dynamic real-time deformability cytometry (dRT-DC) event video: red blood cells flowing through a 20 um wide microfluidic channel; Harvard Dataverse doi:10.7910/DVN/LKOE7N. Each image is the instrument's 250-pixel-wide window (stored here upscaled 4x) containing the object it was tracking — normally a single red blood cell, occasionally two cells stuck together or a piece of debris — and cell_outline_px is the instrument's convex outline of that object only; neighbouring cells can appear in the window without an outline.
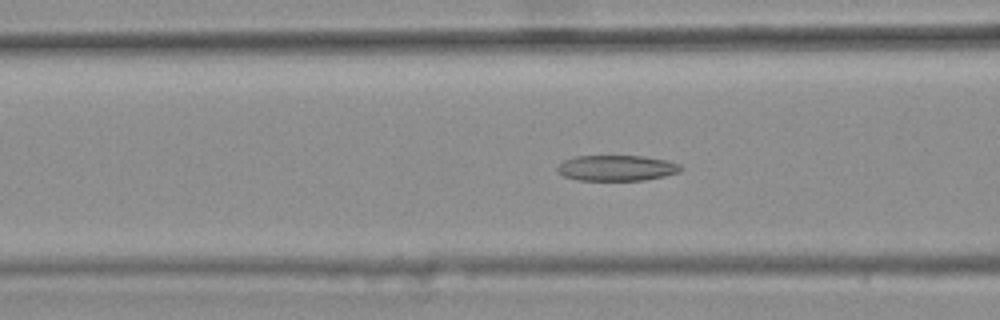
{"species": "common noctule bat (a hibernating species)", "species_latin": "Nyctalus noctula", "temperature_condition": "warm", "stored_images_in_passage": 46, "camera_frame_rate_fps": 3000, "um_per_image_px": 0.085, "animal": {"sex": "female", "body_mass_g": 25.1}, "frame": {"image": 1, "passage_image": 20, "time_ms": 6.333, "image_size_px": [1000, 320], "cell_outline_px": [[680, 172], [664, 176], [644, 180], [576, 180], [564, 176], [556, 172], [556, 168], [564, 160], [576, 156], [644, 156], [668, 160], [680, 164]], "centroid_in_image_um": [52.4, 14.28], "position_along_channel_um": 114.2, "area_um2": 18.5}}
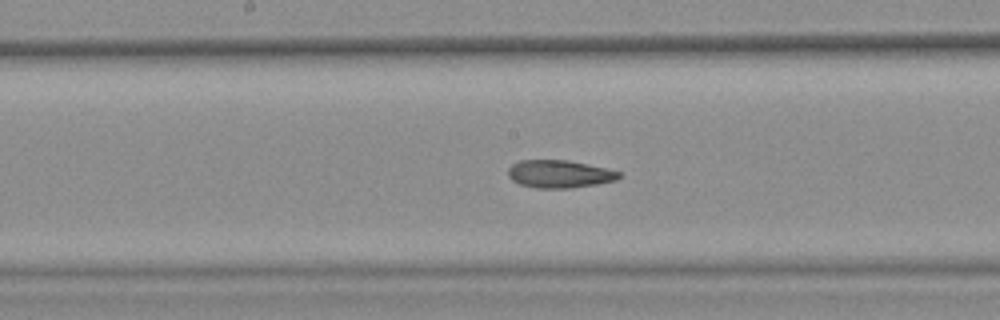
{"frame": {"image": 2, "passage_image": 27, "time_ms": 8.667, "image_size_px": [1000, 320], "cell_outline_px": [[620, 176], [616, 180], [596, 184], [572, 188], [536, 188], [520, 184], [512, 180], [508, 176], [508, 168], [512, 164], [520, 160], [568, 160], [608, 168], [620, 172]], "centroid_in_image_um": [47.54, 14.78], "position_along_channel_um": 200.7, "area_um2": 17.98}}
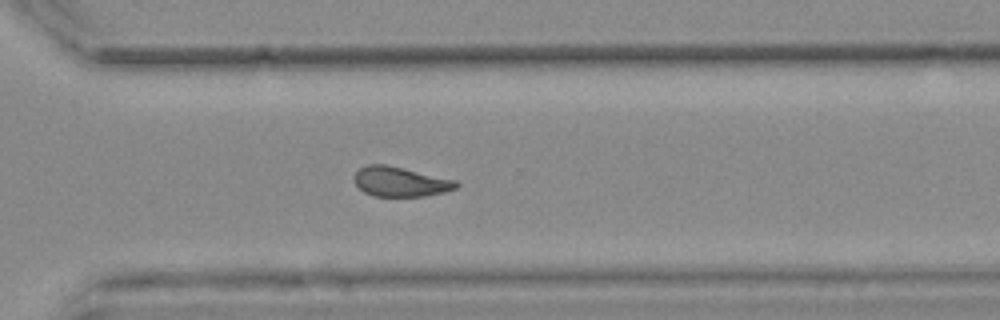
{"frame": {"image": 3, "passage_image": 38, "time_ms": 12.333, "image_size_px": [1000, 320], "cell_outline_px": [[460, 184], [456, 188], [444, 192], [424, 196], [372, 196], [364, 192], [356, 184], [356, 172], [360, 168], [368, 164], [384, 164], [456, 180]], "centroid_in_image_um": [34.05, 15.45], "position_along_channel_um": 336.6, "area_um2": 17.4}, "authors_computed_cell_mechanics": {"area_um2": 18.6405, "velocity_mm_per_s": 3.7081, "shape_relaxation_time_tau1_ms": null, "shape_relaxation_time_tau2_ms": 2.7959, "deformation_change_tau1": null, "deformation_change_tau2": 0.1018}}